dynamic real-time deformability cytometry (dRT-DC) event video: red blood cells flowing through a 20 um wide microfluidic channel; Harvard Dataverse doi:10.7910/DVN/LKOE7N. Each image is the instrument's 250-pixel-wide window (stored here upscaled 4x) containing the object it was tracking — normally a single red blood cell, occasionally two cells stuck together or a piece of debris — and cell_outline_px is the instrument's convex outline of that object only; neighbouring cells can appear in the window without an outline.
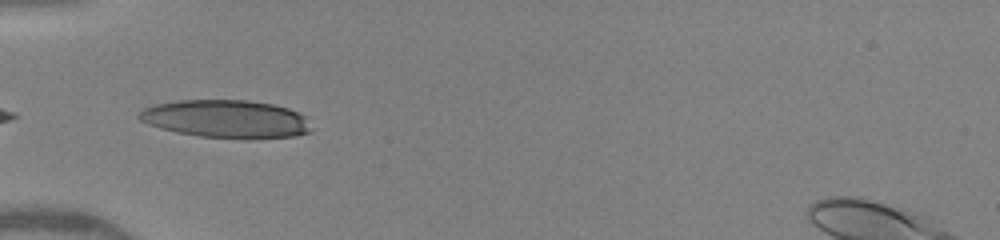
{"species": "human", "species_latin": "Homo sapiens", "temperature_condition": "warm", "stored_images_in_passage": 17, "camera_frame_rate_fps": 3000, "um_per_image_px": 0.085, "donor": {"sex": "female"}, "frame": {"image": 1, "passage_image": 1, "time_ms": 0.0, "image_size_px": [1000, 240], "cell_outline_px": [[312, 132], [296, 136], [200, 136], [176, 132], [160, 128], [148, 124], [140, 120], [136, 116], [144, 108], [156, 104], [180, 100], [248, 100], [272, 104], [288, 108], [304, 116], [312, 128]], "centroid_in_image_um": [19.18, 10.07], "position_along_channel_um": 65.8, "area_um2": 37.05}}
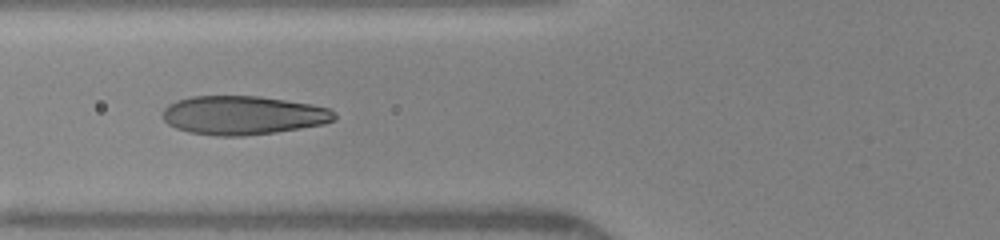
{"frame": {"image": 2, "passage_image": 3, "time_ms": 1.0, "image_size_px": [1000, 240], "cell_outline_px": [[336, 120], [324, 124], [276, 132], [244, 136], [216, 136], [188, 132], [176, 128], [168, 124], [164, 120], [164, 108], [168, 104], [176, 100], [192, 96], [260, 96], [312, 104], [328, 108], [336, 112]], "centroid_in_image_um": [20.67, 9.8], "position_along_channel_um": 105.1, "area_um2": 39.02}}
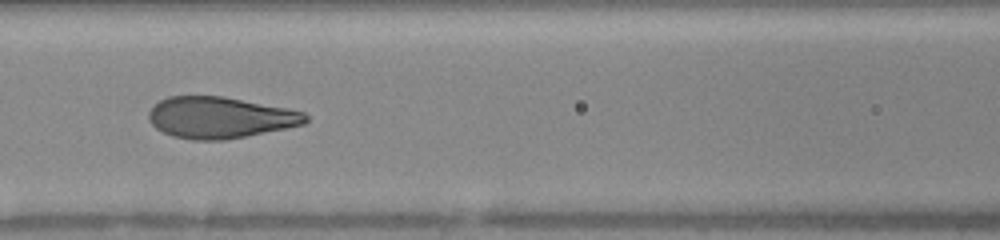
{"frame": {"image": 3, "passage_image": 6, "time_ms": 2.0, "image_size_px": [1000, 240], "cell_outline_px": [[308, 120], [304, 124], [224, 140], [192, 140], [172, 136], [156, 128], [148, 120], [148, 112], [160, 100], [168, 96], [224, 96], [288, 108], [304, 112], [308, 116]], "centroid_in_image_um": [18.68, 9.98], "position_along_channel_um": 147.9, "area_um2": 37.69}}